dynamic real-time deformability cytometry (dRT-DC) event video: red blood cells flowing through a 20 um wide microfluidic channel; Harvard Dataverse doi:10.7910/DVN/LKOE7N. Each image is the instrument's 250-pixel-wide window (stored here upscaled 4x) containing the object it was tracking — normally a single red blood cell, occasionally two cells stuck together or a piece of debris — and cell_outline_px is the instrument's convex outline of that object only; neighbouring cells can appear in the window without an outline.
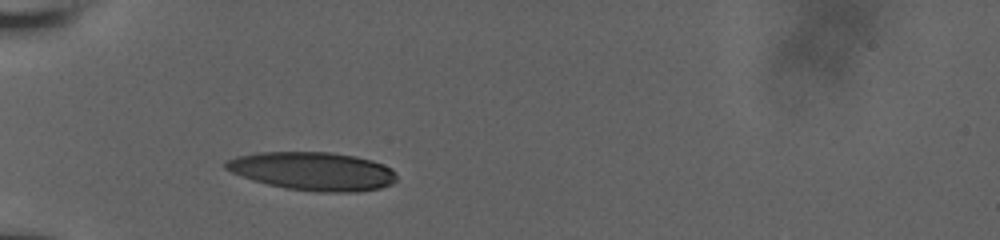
{"species": "human", "species_latin": "Homo sapiens", "temperature_condition": "room temperature", "stored_images_in_passage": 22, "camera_frame_rate_fps": 3000, "um_per_image_px": 0.085, "donor": {"sex": "male"}, "frame": {"image": 1, "passage_image": 1, "time_ms": 0.0, "image_size_px": [1000, 240], "cell_outline_px": [[396, 180], [392, 184], [380, 188], [356, 192], [316, 192], [284, 188], [252, 180], [240, 176], [224, 168], [224, 160], [236, 156], [256, 152], [328, 152], [356, 156], [372, 160], [384, 164], [392, 168], [396, 172]], "centroid_in_image_um": [26.58, 14.55], "position_along_channel_um": 58.4, "area_um2": 38.61}}
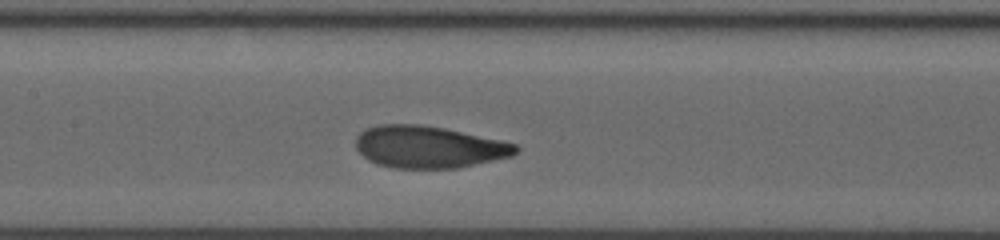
{"frame": {"image": 2, "passage_image": 14, "time_ms": 3.333, "image_size_px": [1000, 240], "cell_outline_px": [[520, 148], [512, 156], [456, 168], [392, 168], [376, 164], [368, 160], [356, 148], [356, 136], [360, 132], [376, 124], [420, 124], [444, 128], [500, 140], [516, 144]], "centroid_in_image_um": [36.41, 12.49], "position_along_channel_um": 171.0, "area_um2": 39.13}}
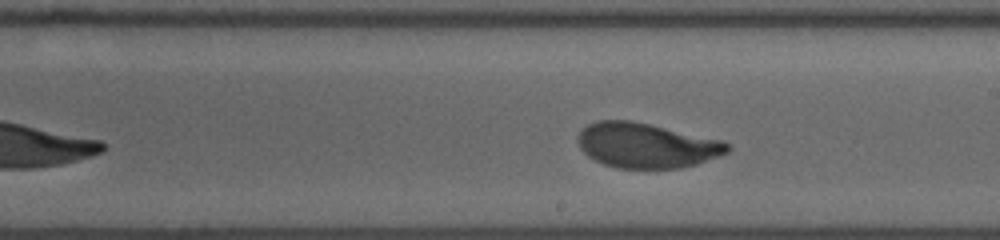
{"frame": {"image": 3, "passage_image": 20, "time_ms": 5.0, "image_size_px": [1000, 240], "cell_outline_px": [[732, 148], [728, 152], [696, 164], [680, 168], [616, 168], [604, 164], [588, 156], [580, 148], [576, 140], [576, 136], [588, 124], [600, 120], [632, 120], [724, 140]], "centroid_in_image_um": [54.94, 12.35], "position_along_channel_um": 234.1, "area_um2": 39.25}}